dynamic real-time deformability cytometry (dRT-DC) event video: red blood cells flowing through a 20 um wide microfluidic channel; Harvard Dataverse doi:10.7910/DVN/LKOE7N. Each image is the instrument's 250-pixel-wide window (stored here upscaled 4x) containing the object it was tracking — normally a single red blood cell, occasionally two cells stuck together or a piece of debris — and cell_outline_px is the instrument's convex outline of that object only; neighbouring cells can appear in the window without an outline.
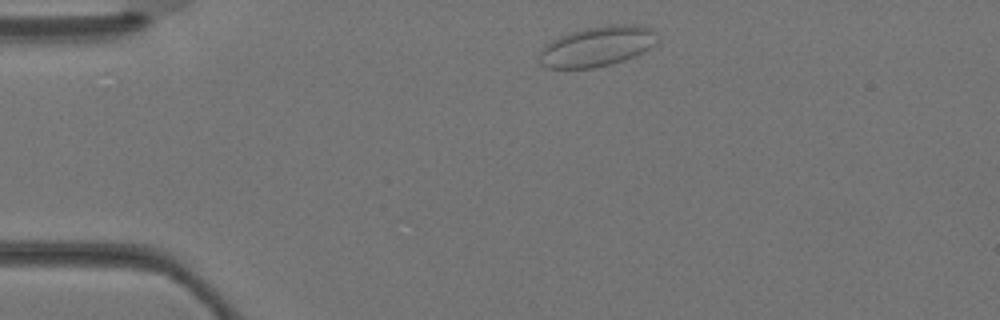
{"species": "Egyptian fruit bat (a non-hibernating species)", "species_latin": "Rousettus aegyptiacus", "temperature_condition": "warm", "stored_images_in_passage": 2, "camera_frame_rate_fps": 3000, "um_per_image_px": 0.085, "animal": {"sex": "female"}, "frame": {"image": 1, "passage_image": 1, "time_ms": 0.0, "image_size_px": [1000, 320], "cell_outline_px": [[656, 44], [644, 52], [624, 60], [592, 68], [548, 68], [540, 64], [540, 52], [544, 44], [560, 36], [584, 28], [608, 24], [640, 24], [652, 28], [656, 32]], "centroid_in_image_um": [50.78, 3.92], "position_along_channel_um": 34.2, "area_um2": 27.74}}